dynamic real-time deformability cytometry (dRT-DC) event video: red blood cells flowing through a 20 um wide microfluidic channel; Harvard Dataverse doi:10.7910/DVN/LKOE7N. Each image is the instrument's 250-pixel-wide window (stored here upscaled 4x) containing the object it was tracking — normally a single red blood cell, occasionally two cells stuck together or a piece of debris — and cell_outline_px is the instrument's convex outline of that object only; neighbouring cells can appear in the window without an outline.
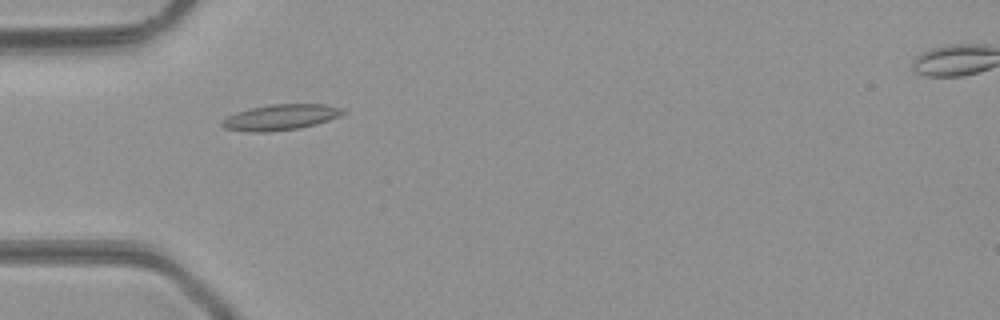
{"species": "common noctule bat (a hibernating species)", "species_latin": "Nyctalus noctula", "temperature_condition": "room temperature", "stored_images_in_passage": 30, "camera_frame_rate_fps": 3000, "um_per_image_px": 0.085, "animal": {"sex": "male", "body_mass_g": 23.1, "forearm_length_mm": 52.7}, "frame": {"image": 1, "passage_image": 2, "time_ms": 0.333, "image_size_px": [1000, 320], "cell_outline_px": [[344, 112], [328, 120], [316, 124], [300, 128], [268, 132], [252, 132], [224, 128], [220, 124], [228, 116], [236, 112], [268, 104], [324, 104], [344, 108]], "centroid_in_image_um": [23.84, 9.96], "position_along_channel_um": 61.2, "area_um2": 17.92}}
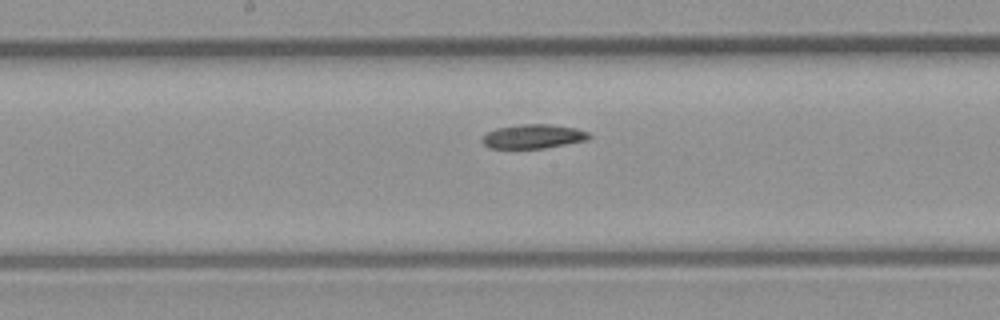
{"frame": {"image": 2, "passage_image": 12, "time_ms": 3.667, "image_size_px": [1000, 320], "cell_outline_px": [[592, 136], [588, 140], [544, 148], [488, 148], [480, 140], [488, 132], [496, 128], [520, 124], [548, 124], [576, 128], [588, 132]], "centroid_in_image_um": [45.33, 11.59], "position_along_channel_um": 202.9, "area_um2": 15.03}}
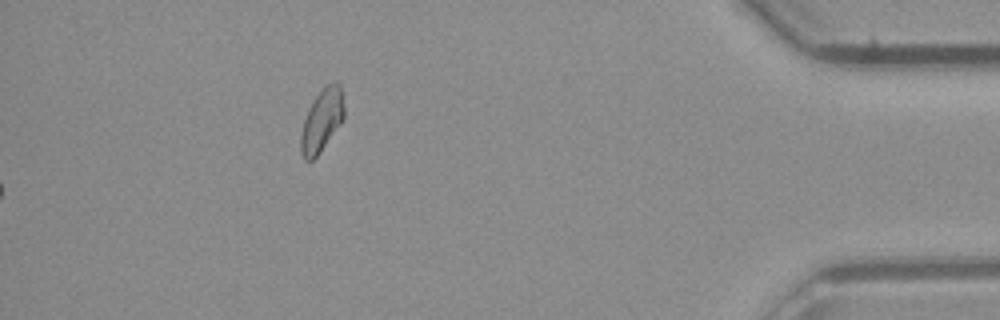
{"frame": {"image": 3, "passage_image": 30, "time_ms": 9.667, "image_size_px": [1000, 320], "cell_outline_px": [[344, 116], [340, 124], [320, 152], [312, 160], [304, 160], [300, 152], [300, 132], [308, 108], [324, 84], [336, 80], [340, 80], [344, 108]], "centroid_in_image_um": [27.35, 10.18], "position_along_channel_um": 407.9, "area_um2": 16.01}}